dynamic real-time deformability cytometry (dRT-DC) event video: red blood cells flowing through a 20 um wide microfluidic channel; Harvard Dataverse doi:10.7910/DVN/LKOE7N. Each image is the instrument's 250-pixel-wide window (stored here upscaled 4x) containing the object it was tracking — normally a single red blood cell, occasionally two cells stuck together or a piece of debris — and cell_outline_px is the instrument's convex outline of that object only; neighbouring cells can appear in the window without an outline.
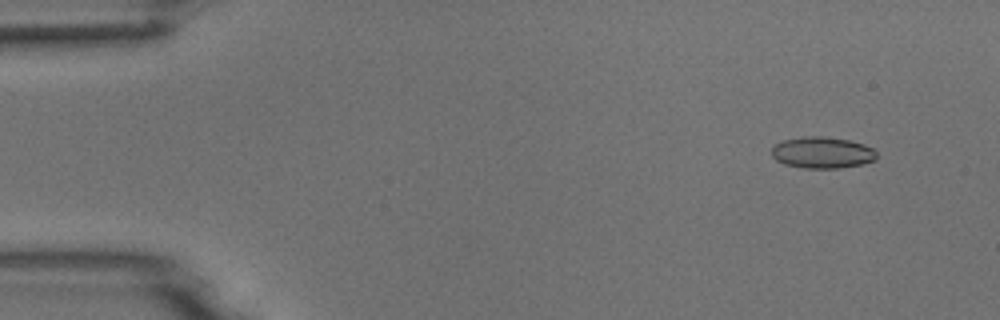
{"species": "common noctule bat (a hibernating species)", "species_latin": "Nyctalus noctula", "temperature_condition": "room temperature", "stored_images_in_passage": 6, "camera_frame_rate_fps": 3000, "um_per_image_px": 0.085, "animal": {"sex": "male", "body_mass_g": 18.8}, "frame": {"image": 1, "passage_image": 2, "time_ms": 1.333, "image_size_px": [1000, 320], "cell_outline_px": [[876, 160], [860, 164], [840, 168], [804, 168], [784, 164], [776, 160], [772, 156], [772, 144], [784, 140], [804, 136], [824, 136], [848, 140], [864, 144], [872, 148], [876, 152]], "centroid_in_image_um": [69.86, 12.96], "position_along_channel_um": 15.1, "area_um2": 19.31}}
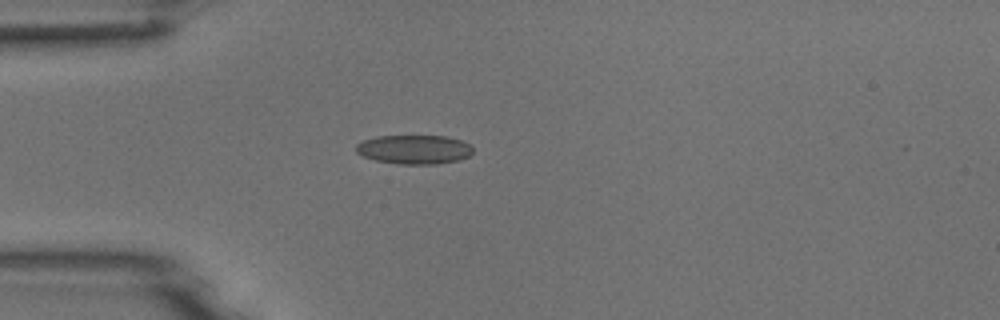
{"frame": {"image": 2, "passage_image": 5, "time_ms": 4.667, "image_size_px": [1000, 320], "cell_outline_px": [[472, 152], [468, 156], [460, 160], [436, 164], [400, 164], [376, 160], [364, 156], [356, 152], [356, 144], [364, 140], [376, 136], [444, 136], [460, 140], [468, 144], [472, 148]], "centroid_in_image_um": [35.2, 12.7], "position_along_channel_um": 49.8, "area_um2": 19.65}}